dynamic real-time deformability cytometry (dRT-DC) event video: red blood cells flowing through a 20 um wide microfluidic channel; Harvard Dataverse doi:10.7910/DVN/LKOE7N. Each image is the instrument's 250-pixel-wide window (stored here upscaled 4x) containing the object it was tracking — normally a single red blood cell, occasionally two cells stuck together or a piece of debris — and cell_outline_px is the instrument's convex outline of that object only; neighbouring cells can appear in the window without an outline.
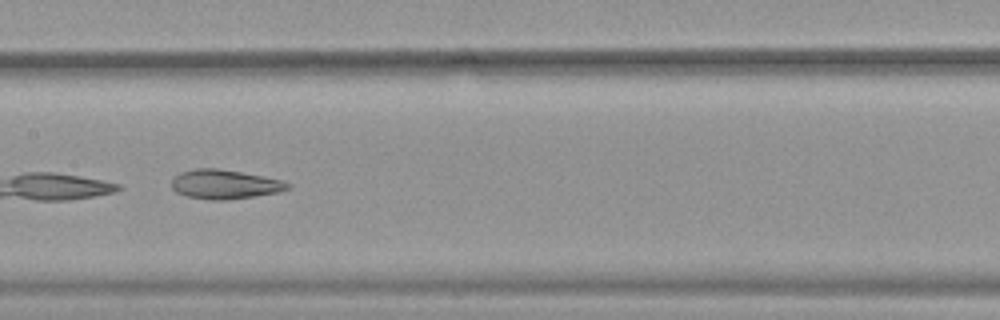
{"species": "common noctule bat (a hibernating species)", "species_latin": "Nyctalus noctula", "temperature_condition": "warm", "stored_images_in_passage": 32, "camera_frame_rate_fps": 3000, "um_per_image_px": 0.085, "animal": {"sex": "female", "body_mass_g": 19.9}, "frame": {"image": 1, "passage_image": 10, "time_ms": 3.0, "image_size_px": [1000, 320], "cell_outline_px": [[292, 184], [288, 188], [276, 192], [252, 196], [224, 200], [212, 200], [188, 196], [176, 192], [172, 188], [172, 180], [180, 172], [196, 168], [216, 168], [264, 176], [280, 180]], "centroid_in_image_um": [19.07, 15.65], "position_along_channel_um": 188.3, "area_um2": 19.42}, "authors_computed_cell_mechanics": {"area_um2": 19.9699, "velocity_mm_per_s": 3.8917, "shape_relaxation_time_tau1_ms": null, "shape_relaxation_time_tau2_ms": 2.3984, "deformation_change_tau1": null, "deformation_change_tau2": 0.1013}}